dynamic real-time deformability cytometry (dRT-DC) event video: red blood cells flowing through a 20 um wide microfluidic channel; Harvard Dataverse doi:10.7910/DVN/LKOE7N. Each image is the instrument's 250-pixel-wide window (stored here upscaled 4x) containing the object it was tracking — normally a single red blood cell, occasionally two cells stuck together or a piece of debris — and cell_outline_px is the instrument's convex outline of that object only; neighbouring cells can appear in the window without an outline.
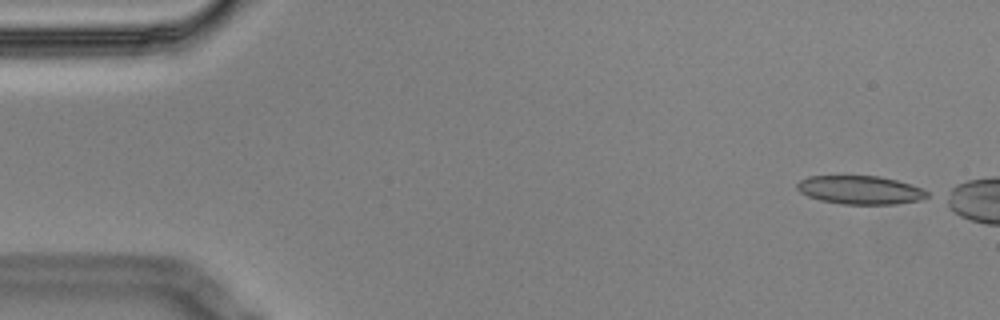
{"species": "Egyptian fruit bat (a non-hibernating species)", "species_latin": "Rousettus aegyptiacus", "temperature_condition": "cold", "stored_images_in_passage": 9, "segment_of_instrument_passage": [1, 2], "camera_frame_rate_fps": 3000, "um_per_image_px": 0.085, "animal": {"sex": "male"}, "frame": {"image": 1, "passage_image": 1, "time_ms": 0.0, "image_size_px": [1000, 320], "cell_outline_px": [[928, 196], [920, 200], [896, 204], [840, 204], [820, 200], [808, 196], [800, 192], [796, 188], [796, 184], [800, 180], [808, 176], [880, 176], [896, 180], [920, 188], [928, 192]], "centroid_in_image_um": [73.07, 16.15], "position_along_channel_um": 11.9, "area_um2": 21.5}}
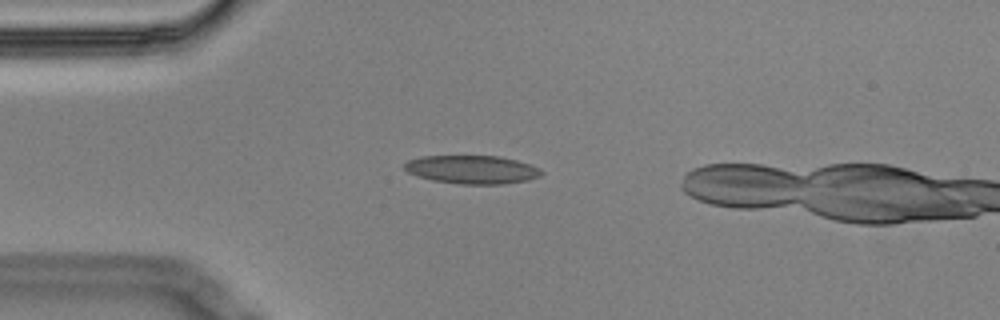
{"frame": {"image": 2, "passage_image": 4, "time_ms": 1.0, "image_size_px": [1000, 320], "cell_outline_px": [[544, 172], [540, 176], [528, 180], [504, 184], [460, 184], [432, 180], [416, 176], [408, 172], [404, 168], [404, 164], [408, 160], [424, 156], [500, 156], [516, 160], [540, 168]], "centroid_in_image_um": [40.13, 14.42], "position_along_channel_um": 44.9, "area_um2": 22.66}}
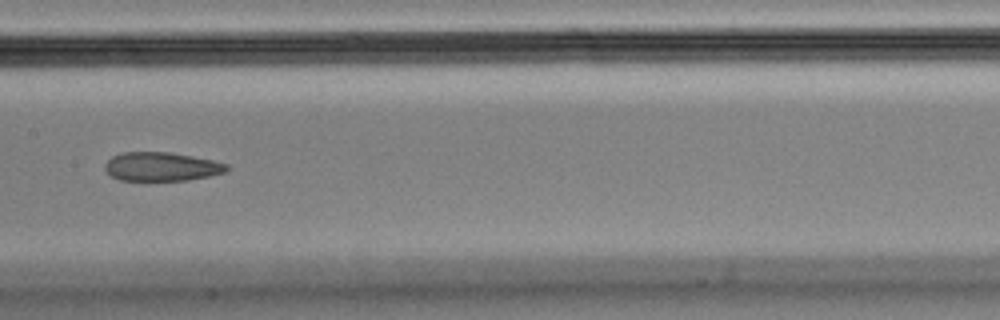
{"frame": {"image": 3, "passage_image": 8, "time_ms": 2.333, "image_size_px": [1000, 320], "cell_outline_px": [[228, 168], [224, 172], [208, 176], [188, 180], [120, 180], [112, 176], [104, 168], [104, 164], [112, 156], [124, 152], [168, 152], [192, 156], [212, 160], [228, 164]], "centroid_in_image_um": [13.71, 14.16], "position_along_channel_um": 193.7, "area_um2": 20.23}}